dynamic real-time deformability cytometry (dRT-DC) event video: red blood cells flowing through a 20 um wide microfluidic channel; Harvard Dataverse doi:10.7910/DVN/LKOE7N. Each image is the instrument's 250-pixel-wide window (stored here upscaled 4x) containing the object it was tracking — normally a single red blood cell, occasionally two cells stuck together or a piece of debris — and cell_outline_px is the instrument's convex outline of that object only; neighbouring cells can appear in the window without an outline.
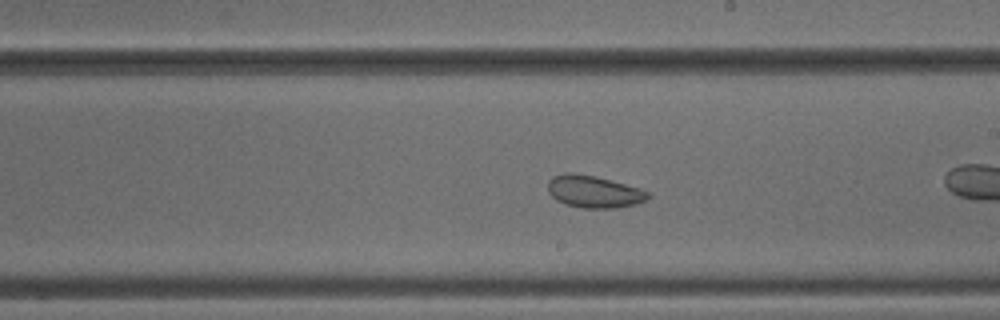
{"species": "common noctule bat (a hibernating species)", "species_latin": "Nyctalus noctula", "temperature_condition": "cold", "stored_images_in_passage": 23, "camera_frame_rate_fps": 3000, "um_per_image_px": 0.085, "animal": {"sex": "male", "body_mass_g": 18.8}, "frame": {"image": 1, "passage_image": 14, "time_ms": 4.333, "image_size_px": [1000, 320], "cell_outline_px": [[652, 196], [648, 200], [636, 204], [616, 208], [580, 208], [556, 200], [548, 192], [548, 180], [552, 176], [564, 172], [572, 172], [596, 176], [640, 188], [648, 192]], "centroid_in_image_um": [50.49, 16.28], "position_along_channel_um": 238.5, "area_um2": 19.02}}
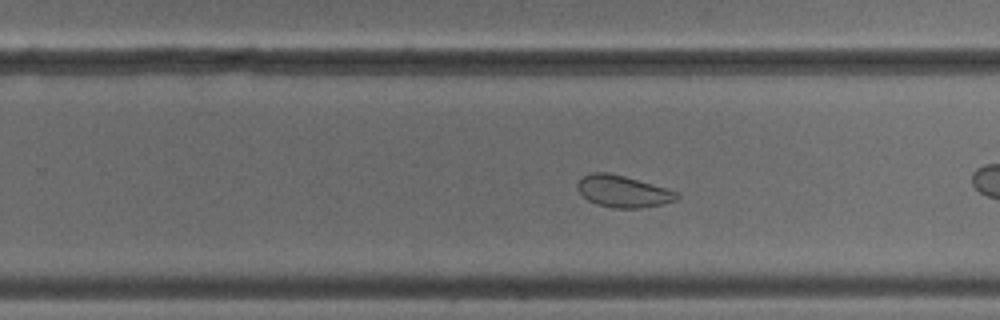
{"frame": {"image": 2, "passage_image": 17, "time_ms": 5.333, "image_size_px": [1000, 320], "cell_outline_px": [[680, 196], [676, 200], [664, 204], [640, 208], [612, 208], [596, 204], [588, 200], [576, 188], [576, 184], [584, 176], [592, 172], [608, 172], [624, 176], [668, 188], [680, 192]], "centroid_in_image_um": [52.99, 16.27], "position_along_channel_um": 276.8, "area_um2": 18.55}}